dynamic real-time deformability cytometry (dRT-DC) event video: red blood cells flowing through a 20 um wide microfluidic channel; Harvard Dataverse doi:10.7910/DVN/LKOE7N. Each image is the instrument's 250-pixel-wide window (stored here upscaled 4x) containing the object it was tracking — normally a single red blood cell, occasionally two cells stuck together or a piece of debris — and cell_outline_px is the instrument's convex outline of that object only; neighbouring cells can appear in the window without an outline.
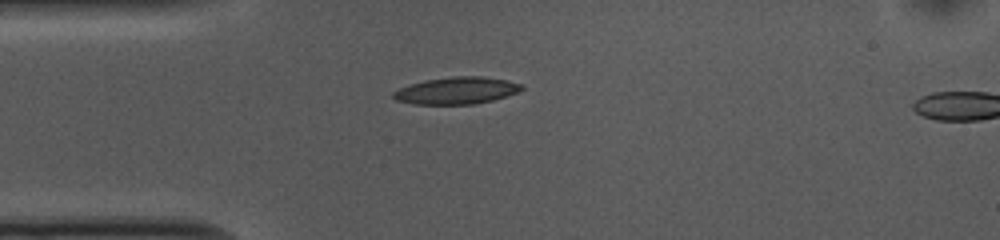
{"species": "common noctule bat (a hibernating species)", "species_latin": "Nyctalus noctula", "temperature_condition": "cold", "stored_images_in_passage": 3, "camera_frame_rate_fps": 3000, "um_per_image_px": 0.085, "animal": {"sex": "female", "body_mass_g": 10.0, "forearm_length_mm": 53.1}, "frame": {"image": 1, "passage_image": 1, "time_ms": 0.0, "image_size_px": [1000, 240], "cell_outline_px": [[524, 88], [516, 92], [492, 100], [476, 104], [416, 104], [396, 100], [392, 96], [392, 92], [400, 88], [424, 80], [452, 76], [484, 76], [508, 80], [524, 84]], "centroid_in_image_um": [38.82, 7.69], "position_along_channel_um": 46.2, "area_um2": 20.17}}